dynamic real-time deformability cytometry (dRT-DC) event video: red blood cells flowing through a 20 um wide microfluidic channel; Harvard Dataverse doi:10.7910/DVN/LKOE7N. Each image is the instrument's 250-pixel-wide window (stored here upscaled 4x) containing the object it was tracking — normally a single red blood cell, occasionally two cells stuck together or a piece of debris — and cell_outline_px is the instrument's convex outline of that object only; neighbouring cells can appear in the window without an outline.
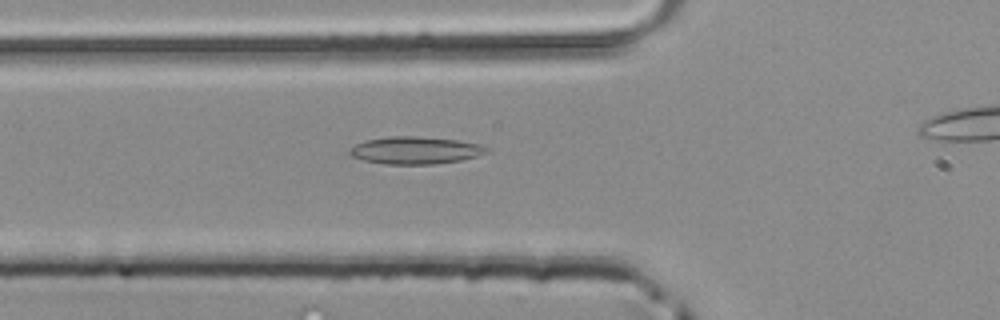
{"species": "common noctule bat (a hibernating species)", "species_latin": "Nyctalus noctula", "temperature_condition": "room temperature", "stored_images_in_passage": 37, "camera_frame_rate_fps": 3000, "um_per_image_px": 0.085, "animal": {"sex": "male", "body_mass_g": 20.4}, "frame": {"image": 1, "passage_image": 12, "time_ms": 3.667, "image_size_px": [1000, 320], "cell_outline_px": [[488, 152], [476, 156], [460, 160], [436, 164], [384, 164], [364, 160], [352, 156], [348, 152], [348, 148], [364, 140], [388, 136], [416, 136], [456, 140], [480, 144], [488, 148]], "centroid_in_image_um": [35.26, 12.77], "position_along_channel_um": 90.5, "area_um2": 21.85}}
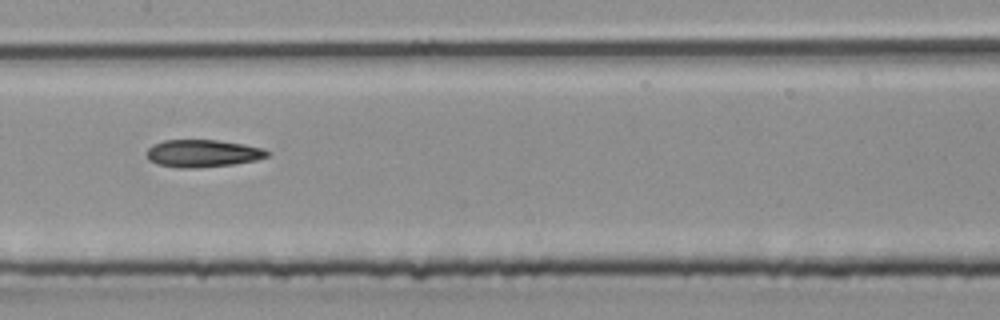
{"frame": {"image": 2, "passage_image": 19, "time_ms": 6.0, "image_size_px": [1000, 320], "cell_outline_px": [[268, 156], [256, 160], [232, 164], [200, 168], [180, 168], [156, 164], [148, 160], [144, 152], [152, 144], [164, 140], [216, 140], [244, 144], [264, 148], [268, 152]], "centroid_in_image_um": [17.17, 13.04], "position_along_channel_um": 190.2, "area_um2": 19.48}}
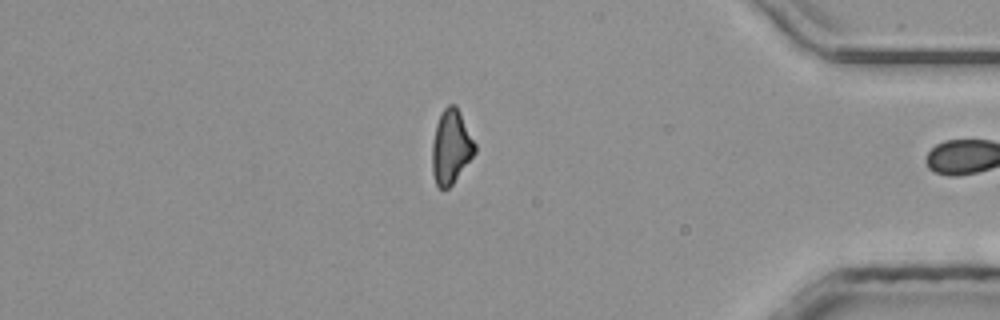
{"frame": {"image": 3, "passage_image": 36, "time_ms": 11.667, "image_size_px": [1000, 320], "cell_outline_px": [[476, 152], [452, 184], [448, 188], [440, 188], [436, 184], [432, 172], [432, 144], [436, 124], [444, 108], [448, 104], [456, 104], [476, 144]], "centroid_in_image_um": [38.34, 12.47], "position_along_channel_um": 396.9, "area_um2": 18.32}}